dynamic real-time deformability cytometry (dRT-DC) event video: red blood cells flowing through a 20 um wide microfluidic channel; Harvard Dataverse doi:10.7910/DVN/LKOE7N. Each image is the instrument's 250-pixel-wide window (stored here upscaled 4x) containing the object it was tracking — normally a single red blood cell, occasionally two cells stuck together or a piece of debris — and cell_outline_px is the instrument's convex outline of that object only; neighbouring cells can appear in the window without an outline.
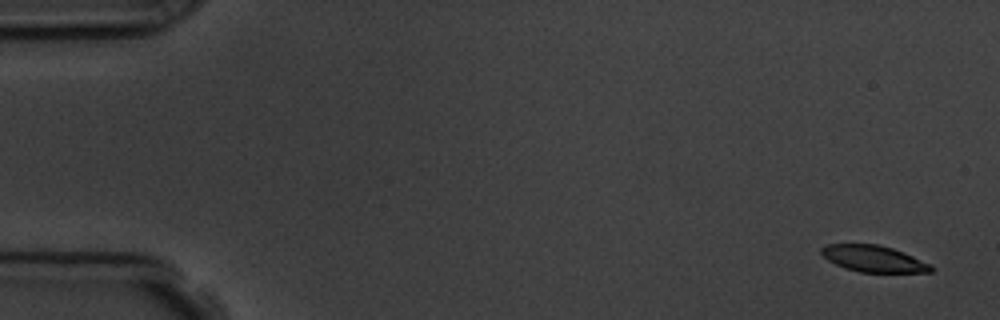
{"species": "common noctule bat (a hibernating species)", "species_latin": "Nyctalus noctula", "temperature_condition": "room temperature", "stored_images_in_passage": 5, "camera_frame_rate_fps": 3000, "um_per_image_px": 0.085, "animal": {"sex": "male", "body_mass_g": 19.5, "forearm_length_mm": 54.6}, "frame": {"image": 1, "passage_image": 1, "time_ms": 0.0, "image_size_px": [1000, 320], "cell_outline_px": [[936, 268], [932, 272], [860, 272], [844, 268], [828, 260], [820, 252], [820, 248], [824, 244], [876, 244], [892, 248], [904, 252], [932, 264]], "centroid_in_image_um": [74.28, 21.99], "position_along_channel_um": 10.7, "area_um2": 17.05}}